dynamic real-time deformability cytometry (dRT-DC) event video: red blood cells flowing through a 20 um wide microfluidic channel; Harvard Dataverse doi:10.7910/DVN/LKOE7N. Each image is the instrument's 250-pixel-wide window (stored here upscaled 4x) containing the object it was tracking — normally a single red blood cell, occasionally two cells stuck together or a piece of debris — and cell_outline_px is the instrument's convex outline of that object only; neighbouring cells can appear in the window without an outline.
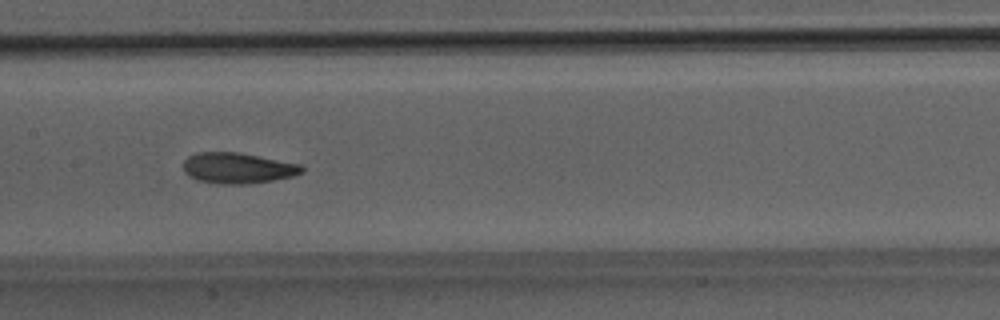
{"species": "Egyptian fruit bat (a non-hibernating species)", "species_latin": "Rousettus aegyptiacus", "temperature_condition": "room temperature", "stored_images_in_passage": 41, "camera_frame_rate_fps": 3000, "um_per_image_px": 0.085, "animal": {"sex": "male"}, "frame": {"image": 1, "passage_image": 16, "time_ms": 5.0, "image_size_px": [1000, 320], "cell_outline_px": [[304, 172], [292, 176], [272, 180], [248, 184], [220, 184], [196, 180], [188, 176], [184, 172], [184, 160], [188, 156], [196, 152], [240, 152], [300, 164], [304, 168]], "centroid_in_image_um": [20.18, 14.28], "position_along_channel_um": 187.2, "area_um2": 21.39}}
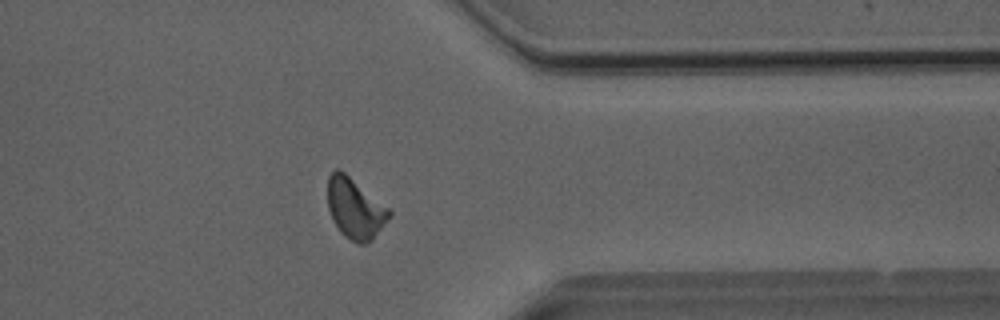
{"frame": {"image": 2, "passage_image": 31, "time_ms": 10.0, "image_size_px": [1000, 320], "cell_outline_px": [[392, 216], [372, 240], [364, 244], [356, 244], [344, 236], [340, 232], [332, 220], [328, 208], [328, 176], [336, 168], [340, 168], [388, 208], [392, 212]], "centroid_in_image_um": [30.17, 17.74], "position_along_channel_um": 381.2, "area_um2": 21.79}}
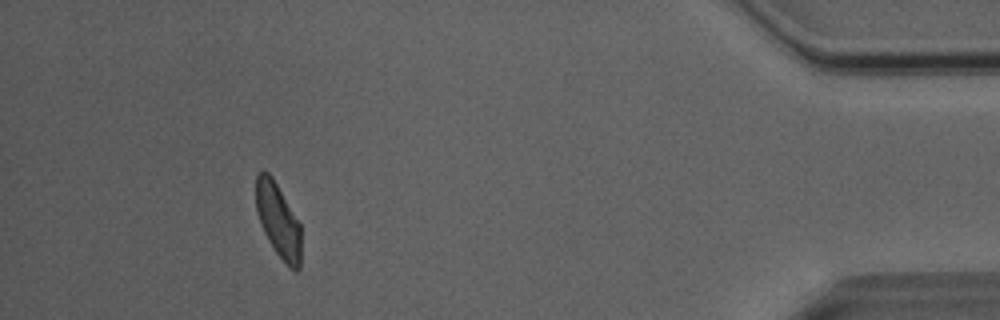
{"frame": {"image": 3, "passage_image": 37, "time_ms": 12.0, "image_size_px": [1000, 320], "cell_outline_px": [[300, 268], [296, 272], [288, 268], [276, 252], [268, 240], [260, 224], [256, 212], [256, 176], [260, 172], [268, 172], [272, 176], [300, 224]], "centroid_in_image_um": [23.64, 18.77], "position_along_channel_um": 411.6, "area_um2": 19.42}, "authors_computed_cell_mechanics": {"area_um2": 21.1548, "velocity_mm_per_s": 4.0549, "shape_relaxation_time_tau1_ms": 6.3016, "shape_relaxation_time_tau2_ms": 2.4946, "deformation_change_tau1": 0.1596, "deformation_change_tau2": 0.0935}}